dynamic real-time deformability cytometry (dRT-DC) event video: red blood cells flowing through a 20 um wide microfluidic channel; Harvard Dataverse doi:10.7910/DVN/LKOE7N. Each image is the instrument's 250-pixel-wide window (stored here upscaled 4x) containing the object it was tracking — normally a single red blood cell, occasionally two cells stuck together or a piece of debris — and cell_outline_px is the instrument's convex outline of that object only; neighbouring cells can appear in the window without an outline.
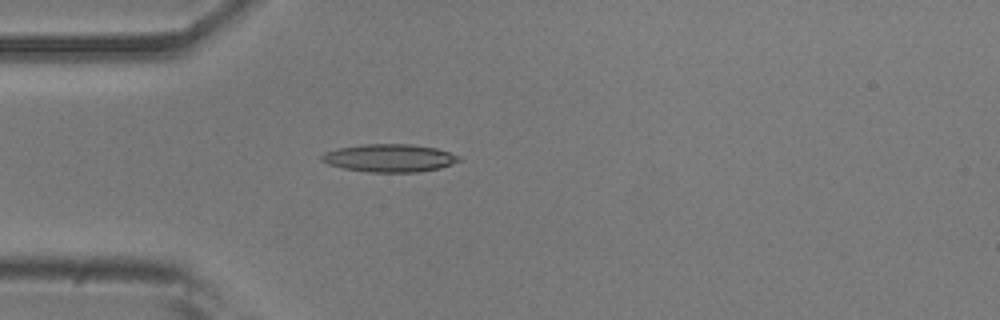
{"species": "common noctule bat (a hibernating species)", "species_latin": "Nyctalus noctula", "temperature_condition": "room temperature", "stored_images_in_passage": 50, "camera_frame_rate_fps": 3000, "um_per_image_px": 0.085, "animal": {"sex": "male", "body_mass_g": 20.5, "forearm_length_mm": 52.5}, "frame": {"image": 1, "passage_image": 12, "time_ms": 3.667, "image_size_px": [1000, 320], "cell_outline_px": [[460, 160], [452, 164], [440, 168], [420, 172], [368, 172], [344, 168], [328, 164], [320, 160], [320, 156], [324, 152], [336, 148], [364, 144], [408, 144], [436, 148], [460, 156]], "centroid_in_image_um": [33.08, 13.43], "position_along_channel_um": 51.9, "area_um2": 22.31}}
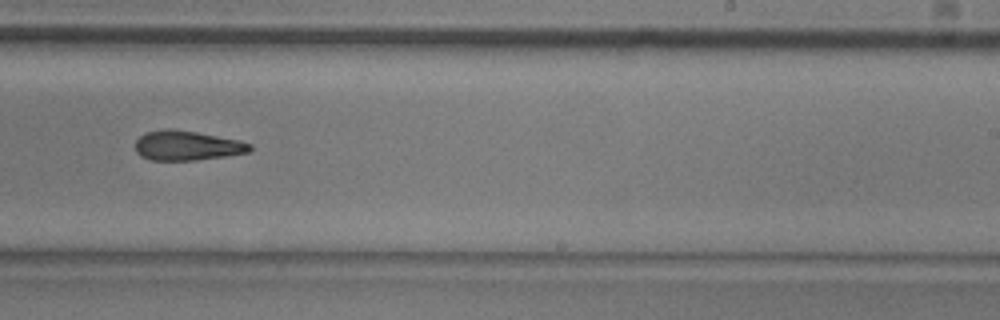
{"frame": {"image": 2, "passage_image": 30, "time_ms": 9.667, "image_size_px": [1000, 320], "cell_outline_px": [[252, 148], [248, 152], [224, 156], [196, 160], [148, 160], [140, 156], [136, 152], [136, 140], [144, 132], [164, 128], [172, 128], [196, 132], [240, 140], [252, 144]], "centroid_in_image_um": [15.86, 12.36], "position_along_channel_um": 273.1, "area_um2": 19.94}}
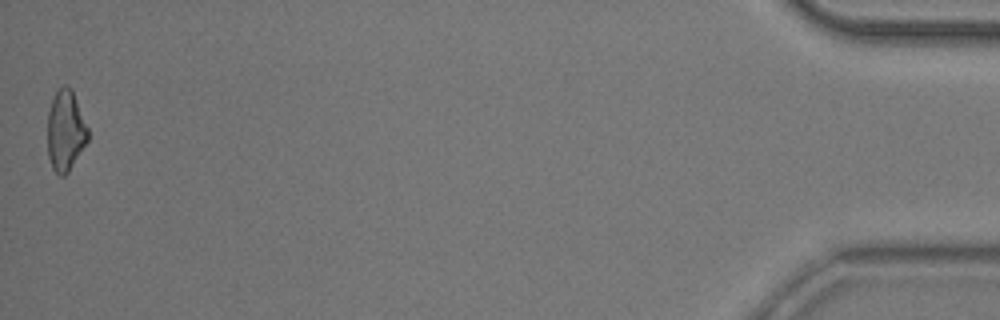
{"frame": {"image": 3, "passage_image": 50, "time_ms": 16.333, "image_size_px": [1000, 320], "cell_outline_px": [[88, 140], [68, 172], [64, 176], [60, 176], [52, 168], [48, 156], [48, 112], [52, 100], [56, 92], [64, 84], [72, 88], [88, 128]], "centroid_in_image_um": [5.57, 11.1], "position_along_channel_um": 429.6, "area_um2": 18.9}, "authors_computed_cell_mechanics": {"area_um2": 20.3456, "velocity_mm_per_s": 3.802, "shape_relaxation_time_tau1_ms": 6.4481, "shape_relaxation_time_tau2_ms": 7.0162, "deformation_change_tau1": 0.1843, "deformation_change_tau2": 0.2023}}